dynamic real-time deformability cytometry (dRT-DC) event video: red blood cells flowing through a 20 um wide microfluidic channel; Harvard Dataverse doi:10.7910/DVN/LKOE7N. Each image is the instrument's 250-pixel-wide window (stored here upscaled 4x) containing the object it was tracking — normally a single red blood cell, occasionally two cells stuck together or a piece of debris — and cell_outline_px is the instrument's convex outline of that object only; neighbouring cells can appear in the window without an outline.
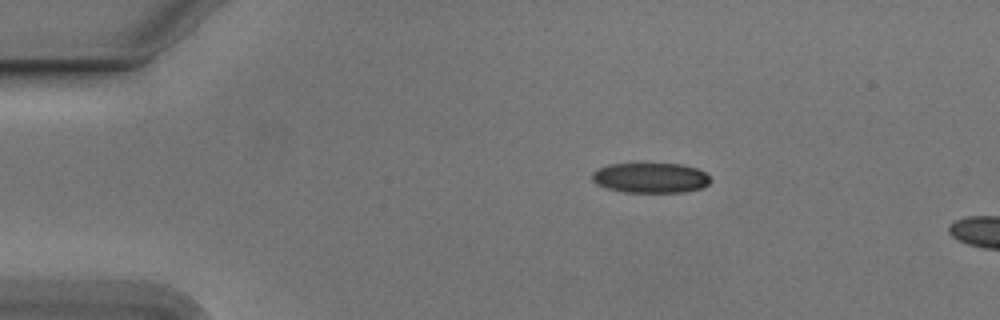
{"species": "Egyptian fruit bat (a non-hibernating species)", "species_latin": "Rousettus aegyptiacus", "temperature_condition": "cold", "stored_images_in_passage": 5, "camera_frame_rate_fps": 3000, "um_per_image_px": 0.085, "animal": {"sex": "male"}, "frame": {"image": 1, "passage_image": 1, "time_ms": 0.0, "image_size_px": [1000, 320], "cell_outline_px": [[712, 180], [708, 184], [700, 188], [684, 192], [624, 192], [608, 188], [596, 184], [592, 180], [592, 172], [608, 164], [680, 164], [696, 168], [704, 172]], "centroid_in_image_um": [55.29, 15.12], "position_along_channel_um": 29.7, "area_um2": 20.63}}